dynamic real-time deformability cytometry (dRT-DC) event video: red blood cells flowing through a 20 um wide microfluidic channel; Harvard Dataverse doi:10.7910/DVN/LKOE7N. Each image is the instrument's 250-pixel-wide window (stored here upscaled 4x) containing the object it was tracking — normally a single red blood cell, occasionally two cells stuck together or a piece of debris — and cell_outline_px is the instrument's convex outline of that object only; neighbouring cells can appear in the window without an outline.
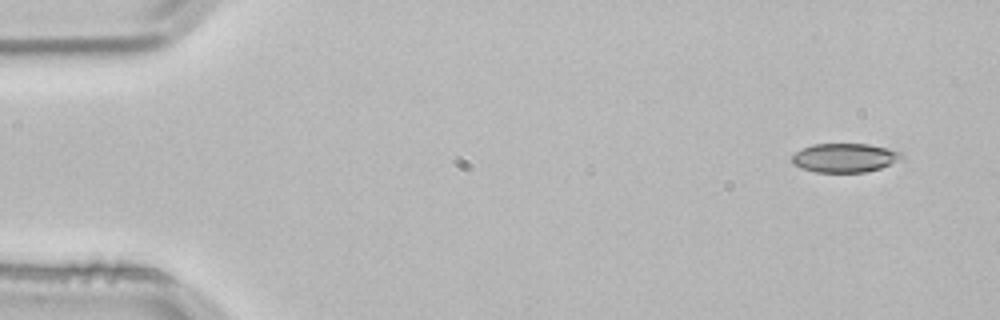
{"species": "common noctule bat (a hibernating species)", "species_latin": "Nyctalus noctula", "temperature_condition": "room temperature", "stored_images_in_passage": 5, "camera_frame_rate_fps": 3000, "um_per_image_px": 0.085, "animal": {"sex": "male", "body_mass_g": 21.5, "forearm_length_mm": 52.0}, "frame": {"image": 1, "passage_image": 1, "time_ms": 0.0, "image_size_px": [1000, 320], "cell_outline_px": [[904, 156], [880, 168], [864, 172], [816, 172], [800, 168], [792, 164], [792, 156], [796, 152], [812, 144], [868, 144], [904, 152]], "centroid_in_image_um": [71.77, 13.41], "position_along_channel_um": 13.2, "area_um2": 18.32}}
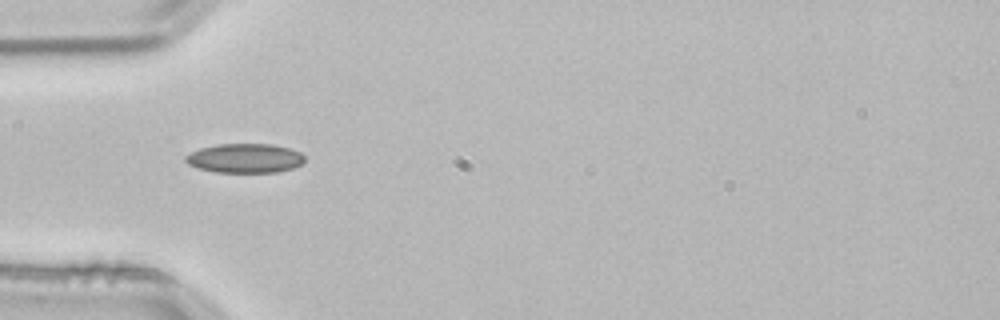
{"frame": {"image": 2, "passage_image": 4, "time_ms": 1.0, "image_size_px": [1000, 320], "cell_outline_px": [[304, 164], [292, 168], [276, 172], [216, 172], [200, 168], [188, 164], [184, 160], [184, 156], [200, 148], [220, 144], [272, 144], [288, 148], [300, 152], [304, 156]], "centroid_in_image_um": [20.83, 13.45], "position_along_channel_um": 64.2, "area_um2": 20.23}}